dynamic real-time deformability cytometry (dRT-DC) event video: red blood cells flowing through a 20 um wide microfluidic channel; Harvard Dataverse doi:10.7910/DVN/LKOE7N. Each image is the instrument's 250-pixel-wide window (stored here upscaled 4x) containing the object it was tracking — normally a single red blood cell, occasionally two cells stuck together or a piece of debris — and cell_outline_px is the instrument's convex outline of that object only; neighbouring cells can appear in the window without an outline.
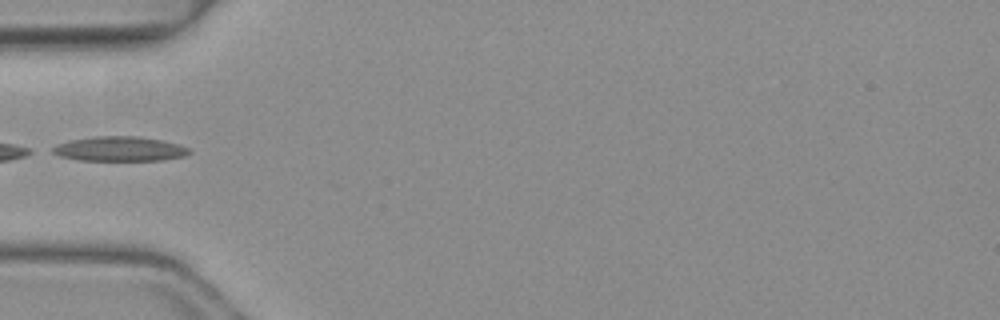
{"species": "common noctule bat (a hibernating species)", "species_latin": "Nyctalus noctula", "temperature_condition": "warm", "stored_images_in_passage": 4, "camera_frame_rate_fps": 3000, "um_per_image_px": 0.085, "animal": {"sex": "female", "body_mass_g": 19.3, "forearm_length_mm": 54.1}, "frame": {"image": 1, "passage_image": 1, "time_ms": 0.0, "image_size_px": [1000, 320], "cell_outline_px": [[192, 152], [184, 156], [164, 160], [76, 160], [60, 156], [52, 152], [52, 148], [56, 144], [68, 140], [92, 136], [140, 136], [180, 144], [188, 148]], "centroid_in_image_um": [10.15, 12.65], "position_along_channel_um": 74.8, "area_um2": 19.77}}